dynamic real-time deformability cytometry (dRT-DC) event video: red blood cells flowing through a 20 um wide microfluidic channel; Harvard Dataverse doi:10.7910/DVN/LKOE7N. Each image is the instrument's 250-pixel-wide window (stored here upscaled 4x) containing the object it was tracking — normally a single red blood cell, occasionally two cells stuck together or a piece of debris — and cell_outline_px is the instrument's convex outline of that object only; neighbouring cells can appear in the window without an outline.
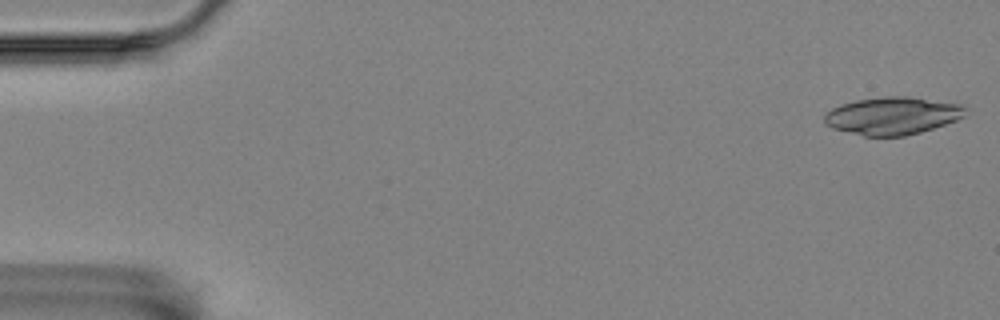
{"species": "Egyptian fruit bat (a non-hibernating species)", "species_latin": "Rousettus aegyptiacus", "temperature_condition": "room temperature", "stored_images_in_passage": 7, "camera_frame_rate_fps": 3000, "um_per_image_px": 0.085, "animal": {"sex": "female"}, "frame": {"image": 1, "passage_image": 1, "time_ms": 0.0, "image_size_px": [1000, 320], "cell_outline_px": [[964, 116], [956, 120], [920, 132], [904, 136], [864, 136], [832, 128], [824, 124], [824, 116], [832, 108], [840, 104], [856, 100], [884, 96], [908, 96], [964, 104]], "centroid_in_image_um": [75.84, 9.83], "position_along_channel_um": 9.2, "area_um2": 30.87}}